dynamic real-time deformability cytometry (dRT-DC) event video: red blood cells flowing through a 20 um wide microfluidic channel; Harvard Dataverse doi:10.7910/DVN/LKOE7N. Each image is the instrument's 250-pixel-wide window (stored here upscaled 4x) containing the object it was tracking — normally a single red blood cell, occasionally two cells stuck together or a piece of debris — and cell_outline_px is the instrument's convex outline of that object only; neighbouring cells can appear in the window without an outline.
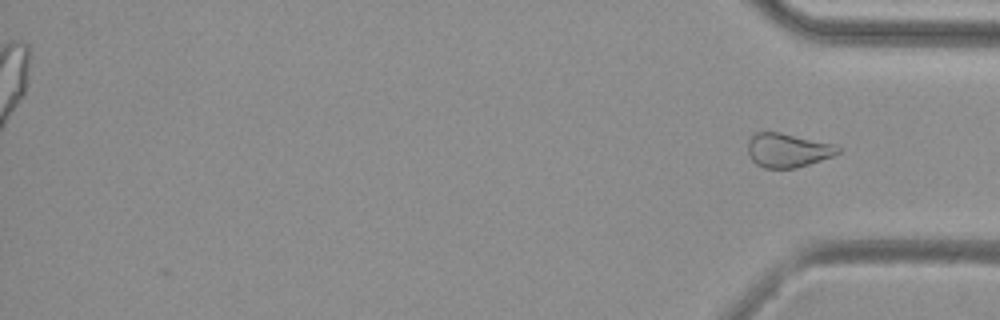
{"species": "common noctule bat (a hibernating species)", "species_latin": "Nyctalus noctula", "temperature_condition": "cold", "stored_images_in_passage": 55, "segment_of_instrument_passage": [2, 2], "camera_frame_rate_fps": 3000, "um_per_image_px": 0.085, "animal": {"sex": "female", "body_mass_g": 29.2, "forearm_length_mm": 56.3}, "frame": {"image": 1, "passage_image": 55, "time_ms": 18.0, "image_size_px": [1000, 320], "cell_outline_px": [[844, 148], [840, 152], [832, 156], [796, 168], [764, 168], [756, 164], [752, 160], [748, 152], [748, 140], [756, 132], [780, 132], [832, 144]], "centroid_in_image_um": [66.95, 12.77], "position_along_channel_um": 368.3, "area_um2": 17.74}}